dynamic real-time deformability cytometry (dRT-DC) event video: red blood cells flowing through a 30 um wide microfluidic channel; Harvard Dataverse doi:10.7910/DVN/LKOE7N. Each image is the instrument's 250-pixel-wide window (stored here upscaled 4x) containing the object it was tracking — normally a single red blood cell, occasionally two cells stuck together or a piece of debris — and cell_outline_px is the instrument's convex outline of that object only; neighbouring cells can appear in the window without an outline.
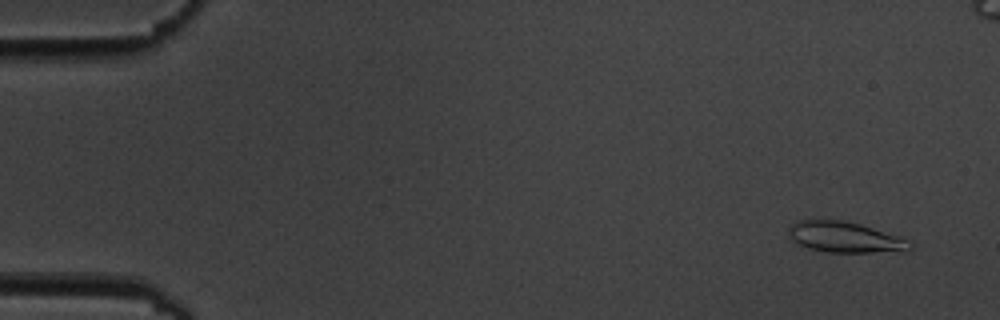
{"species": "common noctule bat (a hibernating species)", "species_latin": "Nyctalus noctula", "temperature_condition": "cold", "stored_images_in_passage": 6, "camera_frame_rate_fps": 3000, "um_per_image_px": 0.085, "animal": {"sex": "male", "body_mass_g": 19.5, "forearm_length_mm": 54.6}, "frame": {"image": 1, "passage_image": 2, "time_ms": 1.0, "image_size_px": [1000, 320], "cell_outline_px": [[912, 248], [900, 252], [828, 252], [808, 248], [792, 240], [788, 236], [788, 228], [796, 220], [840, 220], [860, 224], [900, 236], [908, 240], [912, 244]], "centroid_in_image_um": [71.83, 20.16], "position_along_channel_um": 13.2, "area_um2": 21.79}}